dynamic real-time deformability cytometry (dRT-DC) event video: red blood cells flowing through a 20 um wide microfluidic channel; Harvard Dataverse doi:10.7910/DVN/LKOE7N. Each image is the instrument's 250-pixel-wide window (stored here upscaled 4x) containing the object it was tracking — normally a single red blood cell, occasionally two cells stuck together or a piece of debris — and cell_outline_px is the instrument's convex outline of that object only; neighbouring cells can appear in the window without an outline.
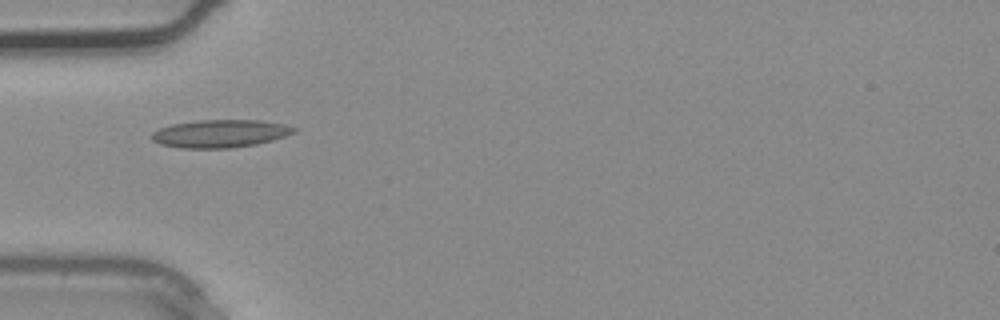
{"species": "common noctule bat (a hibernating species)", "species_latin": "Nyctalus noctula", "temperature_condition": "warm", "stored_images_in_passage": 3, "camera_frame_rate_fps": 3000, "um_per_image_px": 0.085, "animal": {"sex": "male", "body_mass_g": 20.4}, "frame": {"image": 1, "passage_image": 3, "time_ms": 0.667, "image_size_px": [1000, 320], "cell_outline_px": [[296, 132], [272, 140], [256, 144], [232, 148], [180, 148], [160, 144], [152, 140], [152, 132], [160, 128], [172, 124], [200, 120], [256, 120], [284, 124], [296, 128]], "centroid_in_image_um": [18.7, 11.36], "position_along_channel_um": 66.3, "area_um2": 22.95}}